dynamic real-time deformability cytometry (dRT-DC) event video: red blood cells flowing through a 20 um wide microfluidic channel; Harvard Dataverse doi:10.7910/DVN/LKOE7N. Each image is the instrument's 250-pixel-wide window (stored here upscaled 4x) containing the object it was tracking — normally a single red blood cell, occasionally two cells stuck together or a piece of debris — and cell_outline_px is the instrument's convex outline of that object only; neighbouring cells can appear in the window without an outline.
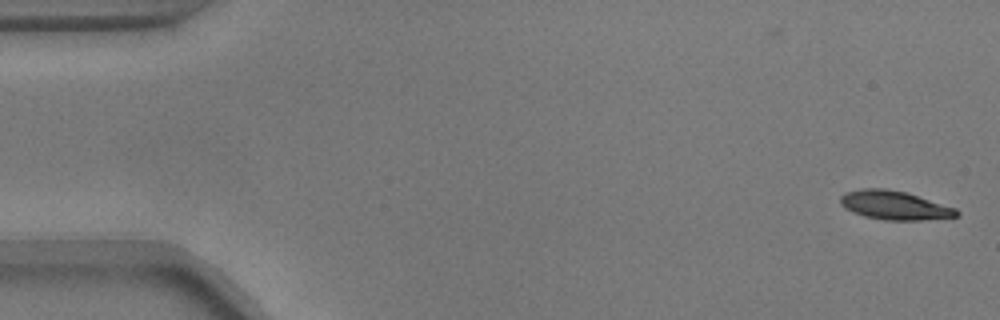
{"species": "common noctule bat (a hibernating species)", "species_latin": "Nyctalus noctula", "temperature_condition": "warm", "stored_images_in_passage": 53, "camera_frame_rate_fps": 3000, "um_per_image_px": 0.085, "animal": {"sex": "male", "body_mass_g": 17.9}, "frame": {"image": 1, "passage_image": 1, "time_ms": 0.0, "image_size_px": [1000, 320], "cell_outline_px": [[960, 216], [920, 220], [884, 220], [864, 216], [852, 212], [844, 208], [840, 204], [840, 196], [844, 192], [860, 188], [884, 188], [908, 192], [956, 208], [960, 212]], "centroid_in_image_um": [76.02, 17.44], "position_along_channel_um": 9.0, "area_um2": 19.83}}
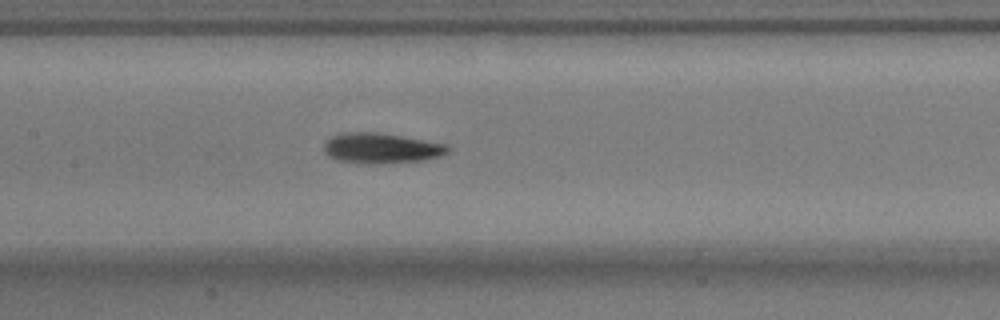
{"frame": {"image": 2, "passage_image": 25, "time_ms": 8.0, "image_size_px": [1000, 320], "cell_outline_px": [[452, 148], [448, 152], [440, 156], [424, 160], [380, 164], [364, 164], [336, 160], [328, 156], [324, 152], [324, 140], [328, 136], [340, 132], [376, 132], [448, 144]], "centroid_in_image_um": [32.35, 12.6], "position_along_channel_um": 175.0, "area_um2": 22.37}}
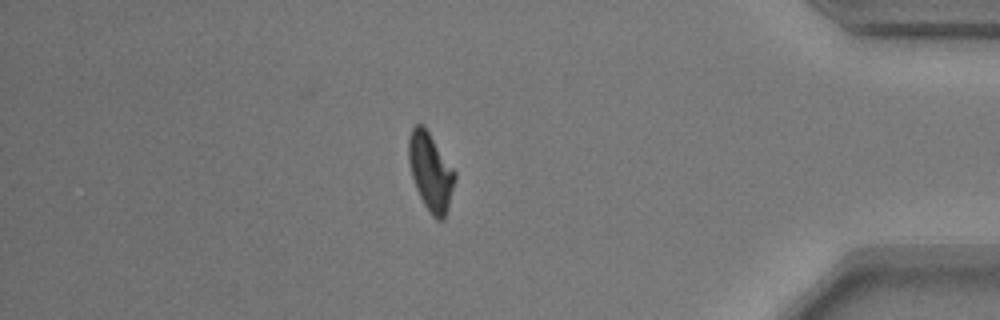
{"frame": {"image": 3, "passage_image": 46, "time_ms": 15.0, "image_size_px": [1000, 320], "cell_outline_px": [[456, 176], [448, 208], [444, 220], [436, 220], [428, 212], [416, 188], [412, 176], [408, 160], [408, 136], [412, 128], [416, 124], [424, 124], [456, 172]], "centroid_in_image_um": [36.59, 14.59], "position_along_channel_um": 398.6, "area_um2": 21.1}, "authors_computed_cell_mechanics": {"area_um2": 20.4612, "velocity_mm_per_s": 3.7256, "shape_relaxation_time_tau1_ms": 3.4881, "shape_relaxation_time_tau2_ms": 1.9091, "deformation_change_tau1": 0.1769, "deformation_change_tau2": 0.0869}}